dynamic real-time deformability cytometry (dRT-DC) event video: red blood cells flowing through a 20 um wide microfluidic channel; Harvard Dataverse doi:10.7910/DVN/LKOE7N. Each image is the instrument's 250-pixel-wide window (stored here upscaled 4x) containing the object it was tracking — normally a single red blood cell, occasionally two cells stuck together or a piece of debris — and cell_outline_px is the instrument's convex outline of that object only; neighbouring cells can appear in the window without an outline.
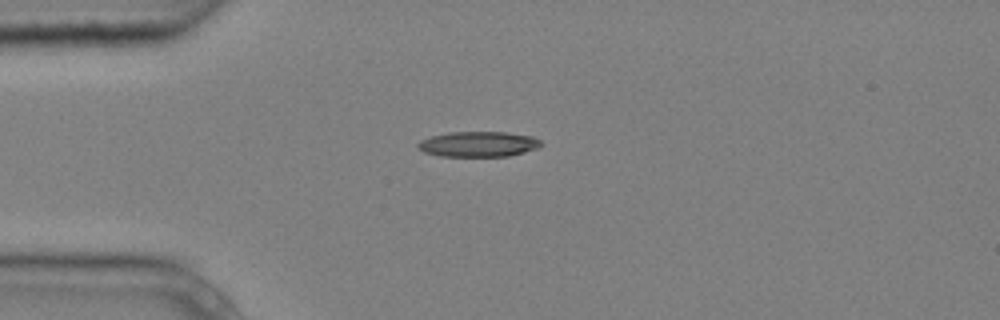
{"species": "common noctule bat (a hibernating species)", "species_latin": "Nyctalus noctula", "temperature_condition": "cold", "stored_images_in_passage": 2, "camera_frame_rate_fps": 3000, "um_per_image_px": 0.085, "animal": {"sex": "male", "body_mass_g": 20.4}, "frame": {"image": 1, "passage_image": 1, "time_ms": 0.0, "image_size_px": [1000, 320], "cell_outline_px": [[544, 144], [536, 148], [524, 152], [508, 156], [440, 156], [424, 152], [416, 148], [416, 144], [420, 140], [432, 136], [448, 132], [508, 132], [532, 136], [540, 140]], "centroid_in_image_um": [40.64, 12.25], "position_along_channel_um": 44.4, "area_um2": 18.26}}
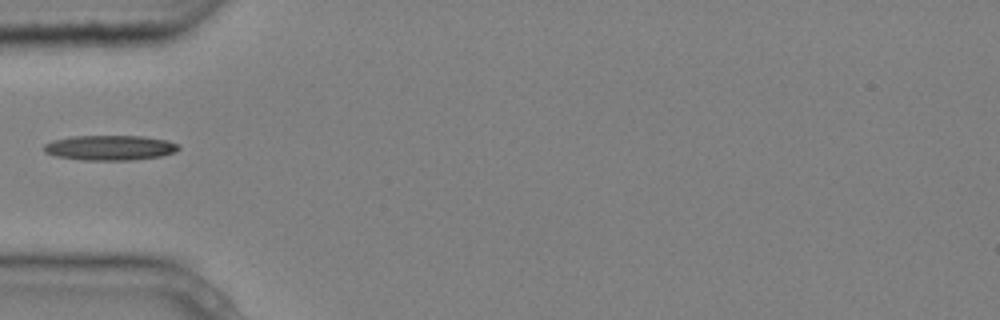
{"frame": {"image": 2, "passage_image": 2, "time_ms": 0.333, "image_size_px": [1000, 320], "cell_outline_px": [[180, 148], [176, 152], [160, 156], [132, 160], [80, 160], [56, 156], [44, 152], [44, 144], [52, 140], [72, 136], [144, 136], [168, 140], [176, 144]], "centroid_in_image_um": [9.33, 12.55], "position_along_channel_um": 75.7, "area_um2": 19.71}}